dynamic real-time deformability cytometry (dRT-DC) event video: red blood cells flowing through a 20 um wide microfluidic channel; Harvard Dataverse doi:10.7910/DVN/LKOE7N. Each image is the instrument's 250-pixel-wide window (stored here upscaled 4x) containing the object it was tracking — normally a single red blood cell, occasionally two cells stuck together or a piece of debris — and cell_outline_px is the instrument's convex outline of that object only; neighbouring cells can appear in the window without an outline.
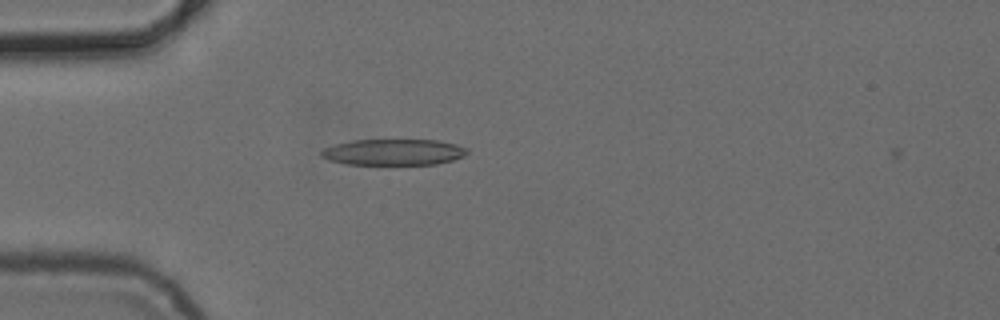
{"species": "common noctule bat (a hibernating species)", "species_latin": "Nyctalus noctula", "temperature_condition": "cold", "stored_images_in_passage": 2, "camera_frame_rate_fps": 3000, "um_per_image_px": 0.085, "animal": {"sex": "female", "body_mass_g": 24.6, "forearm_length_mm": 56.2}, "frame": {"image": 1, "passage_image": 1, "time_ms": 0.0, "image_size_px": [1000, 320], "cell_outline_px": [[468, 152], [464, 156], [452, 160], [436, 164], [348, 164], [328, 160], [320, 156], [320, 152], [324, 148], [336, 144], [352, 140], [436, 140], [456, 144], [468, 148]], "centroid_in_image_um": [33.45, 12.93], "position_along_channel_um": 51.5, "area_um2": 22.14}}